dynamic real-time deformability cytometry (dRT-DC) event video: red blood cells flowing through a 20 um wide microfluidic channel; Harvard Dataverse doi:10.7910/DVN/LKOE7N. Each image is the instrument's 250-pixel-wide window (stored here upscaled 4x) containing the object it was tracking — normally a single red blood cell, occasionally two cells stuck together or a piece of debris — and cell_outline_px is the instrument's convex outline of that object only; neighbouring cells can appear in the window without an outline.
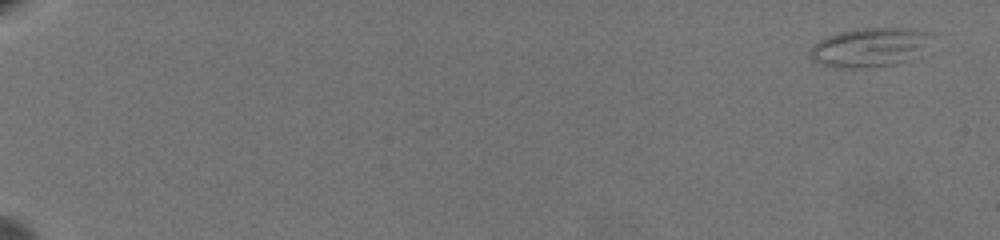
{"species": "common noctule bat (a hibernating species)", "species_latin": "Nyctalus noctula", "temperature_condition": "warm", "stored_images_in_passage": 62, "camera_frame_rate_fps": 3000, "um_per_image_px": 0.085, "animal": {"sex": "female", "body_mass_g": 19.5, "forearm_length_mm": 54.1}, "frame": {"image": 1, "passage_image": 1, "time_ms": 0.0, "image_size_px": [1000, 240], "cell_outline_px": [[932, 32], [904, 60], [892, 64], [856, 68], [836, 68], [820, 64], [812, 60], [812, 48], [820, 40], [828, 36], [840, 32], [864, 28], [908, 28]], "centroid_in_image_um": [73.74, 4.01], "position_along_channel_um": 11.3, "area_um2": 25.89}}
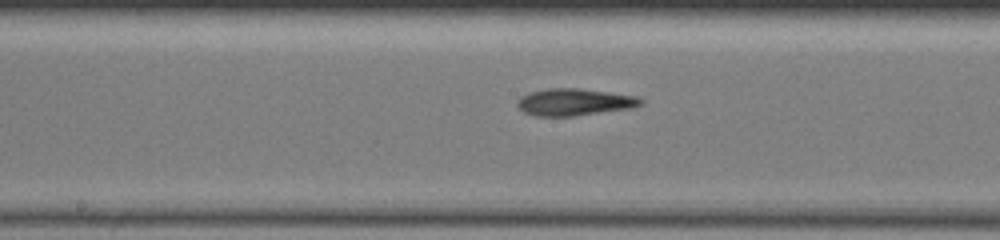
{"frame": {"image": 2, "passage_image": 36, "time_ms": 11.667, "image_size_px": [1000, 240], "cell_outline_px": [[644, 100], [640, 104], [628, 108], [572, 116], [536, 116], [524, 112], [516, 104], [516, 100], [520, 96], [528, 92], [548, 88], [580, 88], [636, 96]], "centroid_in_image_um": [48.74, 8.66], "position_along_channel_um": 199.5, "area_um2": 19.25}}
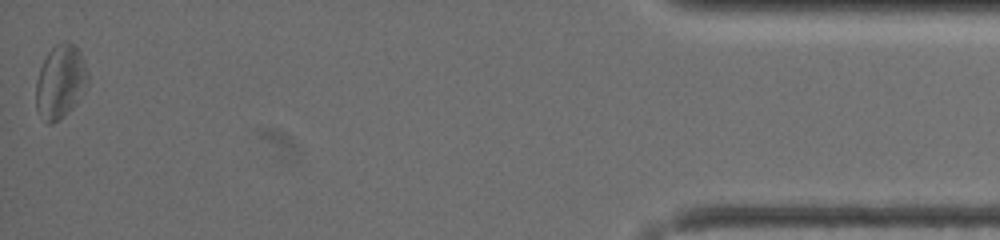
{"frame": {"image": 3, "passage_image": 62, "time_ms": 20.333, "image_size_px": [1000, 240], "cell_outline_px": [[88, 80], [84, 92], [64, 116], [52, 124], [48, 124], [36, 108], [36, 80], [40, 68], [48, 52], [60, 40], [64, 40], [72, 44], [80, 52], [88, 72]], "centroid_in_image_um": [5.13, 6.92], "position_along_channel_um": 430.1, "area_um2": 22.02}, "authors_computed_cell_mechanics": {"area_um2": 19.5942, "velocity_mm_per_s": 3.5048, "shape_relaxation_time_tau1_ms": null, "shape_relaxation_time_tau2_ms": 4.1551, "deformation_change_tau1": null, "deformation_change_tau2": 0.1542}}